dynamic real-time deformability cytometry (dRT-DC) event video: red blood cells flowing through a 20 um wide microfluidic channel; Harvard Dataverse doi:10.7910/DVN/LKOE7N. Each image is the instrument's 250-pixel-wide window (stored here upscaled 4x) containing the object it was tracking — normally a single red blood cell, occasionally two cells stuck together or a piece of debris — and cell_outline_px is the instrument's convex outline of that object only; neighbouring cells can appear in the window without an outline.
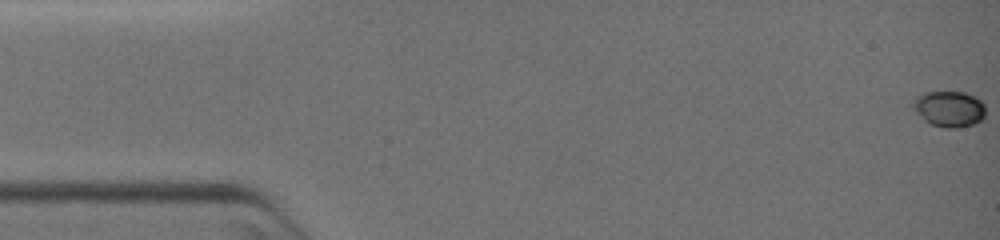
{"species": "common noctule bat (a hibernating species)", "species_latin": "Nyctalus noctula", "temperature_condition": "warm", "stored_images_in_passage": 70, "camera_frame_rate_fps": 3000, "um_per_image_px": 0.085, "animal": {"sex": "female", "body_mass_g": 19.0, "forearm_length_mm": 51.5}, "frame": {"image": 1, "passage_image": 1, "time_ms": 0.0, "image_size_px": [1000, 240], "cell_outline_px": [[984, 116], [980, 120], [972, 124], [956, 128], [944, 128], [928, 124], [912, 108], [912, 100], [916, 96], [924, 92], [964, 92], [980, 100], [984, 104]], "centroid_in_image_um": [80.62, 9.26], "position_along_channel_um": 4.4, "area_um2": 15.2}}
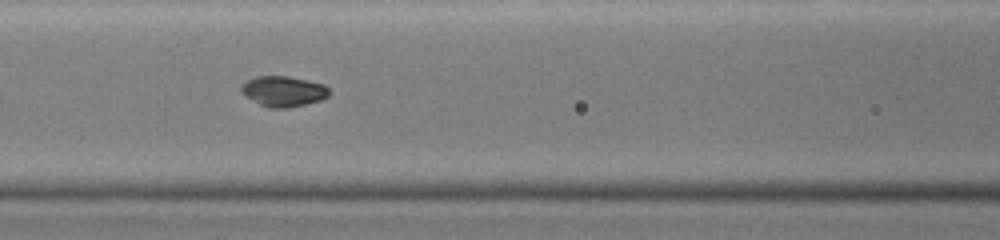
{"frame": {"image": 2, "passage_image": 30, "time_ms": 9.667, "image_size_px": [1000, 240], "cell_outline_px": [[328, 96], [320, 100], [288, 108], [268, 108], [260, 104], [240, 92], [240, 84], [256, 76], [288, 76], [308, 80], [324, 84], [328, 88]], "centroid_in_image_um": [24.06, 7.75], "position_along_channel_um": 142.5, "area_um2": 15.55}}
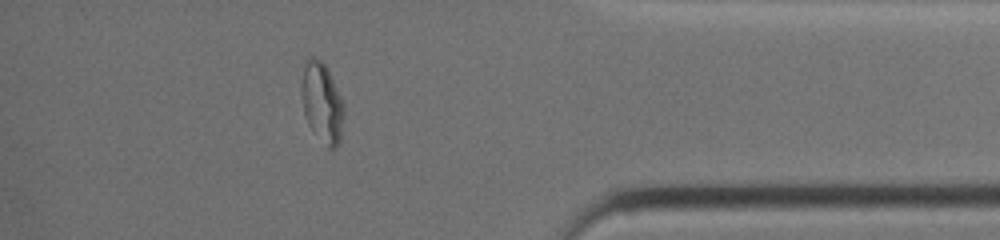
{"frame": {"image": 3, "passage_image": 60, "time_ms": 19.667, "image_size_px": [1000, 240], "cell_outline_px": [[344, 112], [340, 144], [336, 148], [328, 148], [308, 124], [304, 112], [300, 96], [300, 84], [304, 60], [308, 56], [312, 56], [320, 60], [324, 64], [344, 104]], "centroid_in_image_um": [27.34, 8.7], "position_along_channel_um": 407.9, "area_um2": 19.88}}